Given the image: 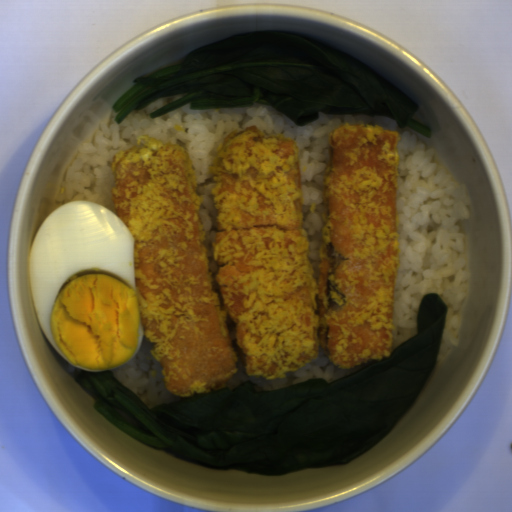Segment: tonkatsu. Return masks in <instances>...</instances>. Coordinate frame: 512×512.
I'll return each mask as SVG.
<instances>
[{"mask_svg": "<svg viewBox=\"0 0 512 512\" xmlns=\"http://www.w3.org/2000/svg\"><path fill=\"white\" fill-rule=\"evenodd\" d=\"M111 167L114 214L133 239L140 326L170 393L216 391L238 365L250 376H283L319 350L342 368L392 354L398 133L346 122L331 133L318 280L293 140L257 125L224 139L210 252L180 144H137Z\"/></svg>", "mask_w": 512, "mask_h": 512, "instance_id": "tonkatsu-1", "label": "tonkatsu"}]
</instances>
